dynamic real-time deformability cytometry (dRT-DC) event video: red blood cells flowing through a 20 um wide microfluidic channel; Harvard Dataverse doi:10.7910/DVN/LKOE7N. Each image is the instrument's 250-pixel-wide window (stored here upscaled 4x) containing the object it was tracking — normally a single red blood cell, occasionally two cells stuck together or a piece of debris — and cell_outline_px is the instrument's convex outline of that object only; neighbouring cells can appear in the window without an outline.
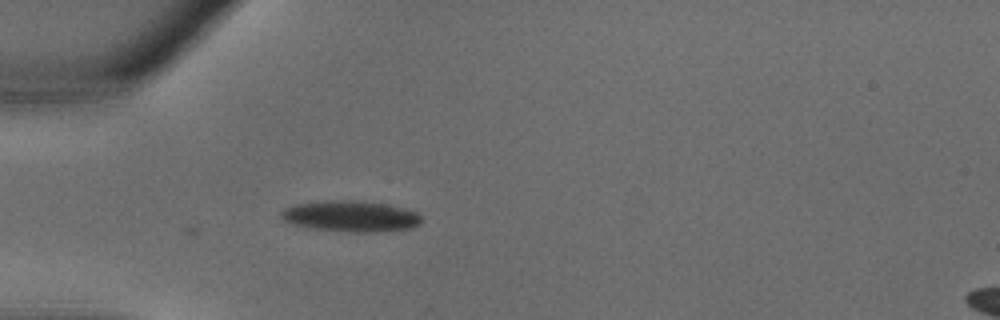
{"species": "common noctule bat (a hibernating species)", "species_latin": "Nyctalus noctula", "temperature_condition": "warm", "stored_images_in_passage": 25, "camera_frame_rate_fps": 3000, "um_per_image_px": 0.085, "animal": {"sex": "male", "body_mass_g": 18.8}, "frame": {"image": 1, "passage_image": 1, "time_ms": 0.0, "image_size_px": [1000, 320], "cell_outline_px": [[420, 224], [412, 228], [380, 232], [352, 232], [308, 228], [292, 224], [284, 220], [280, 216], [280, 212], [284, 208], [292, 204], [324, 200], [352, 200], [388, 204], [404, 208], [416, 212], [420, 216]], "centroid_in_image_um": [29.77, 18.38], "position_along_channel_um": 55.2, "area_um2": 25.66}}
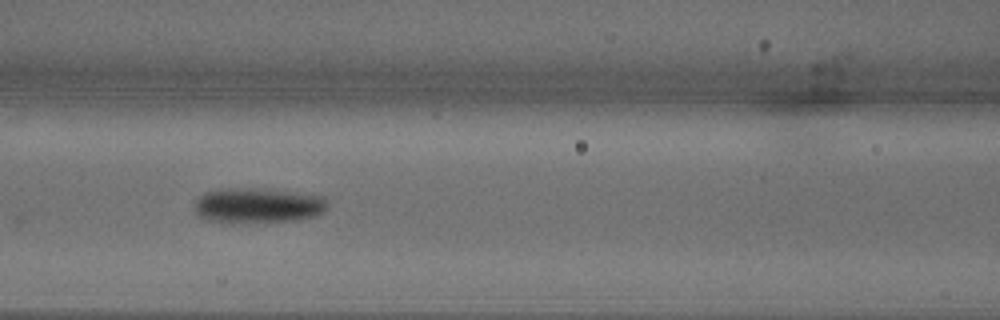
{"frame": {"image": 2, "passage_image": 6, "time_ms": 1.667, "image_size_px": [1000, 320], "cell_outline_px": [[328, 204], [324, 212], [316, 216], [296, 220], [224, 224], [208, 220], [200, 216], [196, 212], [196, 200], [204, 192], [220, 188], [264, 188], [296, 192], [324, 196], [328, 200]], "centroid_in_image_um": [21.93, 17.46], "position_along_channel_um": 144.7, "area_um2": 27.86}}
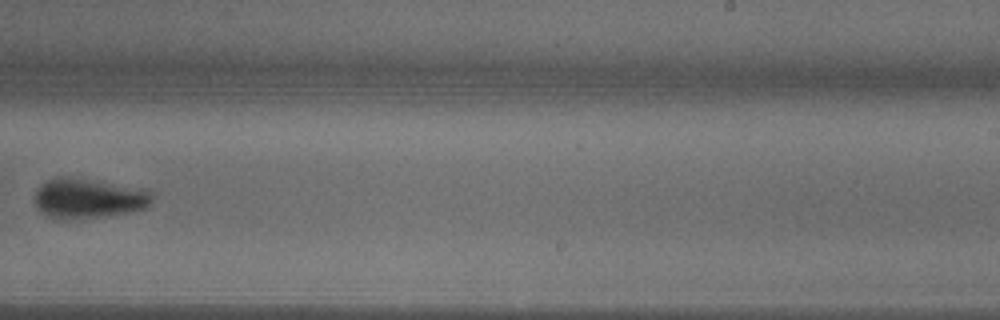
{"frame": {"image": 3, "passage_image": 13, "time_ms": 4.0, "image_size_px": [1000, 320], "cell_outline_px": [[152, 200], [144, 208], [128, 212], [100, 216], [64, 220], [56, 220], [48, 216], [36, 204], [36, 192], [48, 180], [56, 176], [68, 176], [144, 188], [152, 192]], "centroid_in_image_um": [7.53, 16.85], "position_along_channel_um": 281.5, "area_um2": 26.99}}